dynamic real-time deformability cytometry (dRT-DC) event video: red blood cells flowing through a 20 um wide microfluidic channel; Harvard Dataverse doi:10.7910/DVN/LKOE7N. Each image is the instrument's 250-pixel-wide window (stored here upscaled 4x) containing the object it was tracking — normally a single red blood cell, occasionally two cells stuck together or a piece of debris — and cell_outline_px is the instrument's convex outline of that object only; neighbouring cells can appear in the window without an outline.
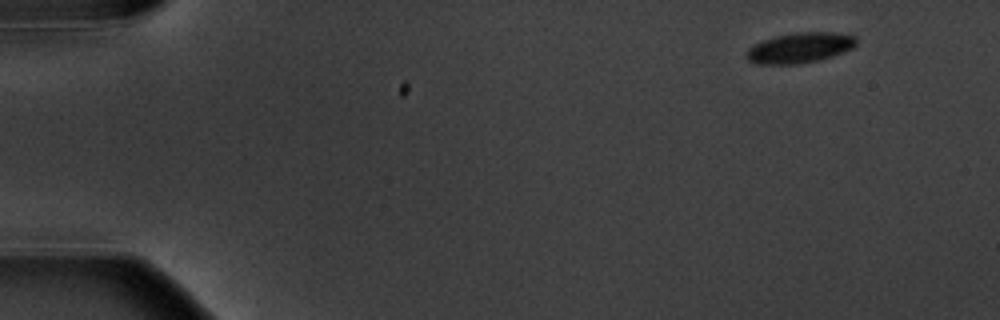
{"species": "common noctule bat (a hibernating species)", "species_latin": "Nyctalus noctula", "temperature_condition": "warm", "stored_images_in_passage": 6, "camera_frame_rate_fps": 3000, "um_per_image_px": 0.085, "animal": {"sex": "male", "body_mass_g": 20.1, "forearm_length_mm": 53.5}, "frame": {"image": 1, "passage_image": 1, "time_ms": 0.0, "image_size_px": [1000, 320], "cell_outline_px": [[856, 44], [852, 48], [832, 56], [820, 60], [796, 64], [756, 64], [748, 60], [744, 56], [744, 52], [752, 44], [776, 36], [796, 32], [836, 32], [856, 36]], "centroid_in_image_um": [67.94, 4.06], "position_along_channel_um": 17.1, "area_um2": 19.59}}
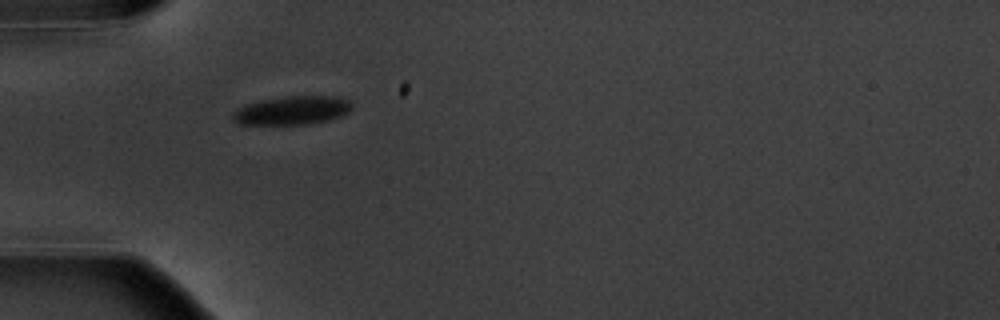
{"frame": {"image": 2, "passage_image": 4, "time_ms": 4.333, "image_size_px": [1000, 320], "cell_outline_px": [[352, 108], [348, 112], [340, 116], [328, 120], [308, 124], [240, 124], [232, 120], [232, 112], [244, 104], [260, 100], [284, 96], [336, 96], [348, 100], [352, 104]], "centroid_in_image_um": [24.81, 9.37], "position_along_channel_um": 60.2, "area_um2": 19.94}}